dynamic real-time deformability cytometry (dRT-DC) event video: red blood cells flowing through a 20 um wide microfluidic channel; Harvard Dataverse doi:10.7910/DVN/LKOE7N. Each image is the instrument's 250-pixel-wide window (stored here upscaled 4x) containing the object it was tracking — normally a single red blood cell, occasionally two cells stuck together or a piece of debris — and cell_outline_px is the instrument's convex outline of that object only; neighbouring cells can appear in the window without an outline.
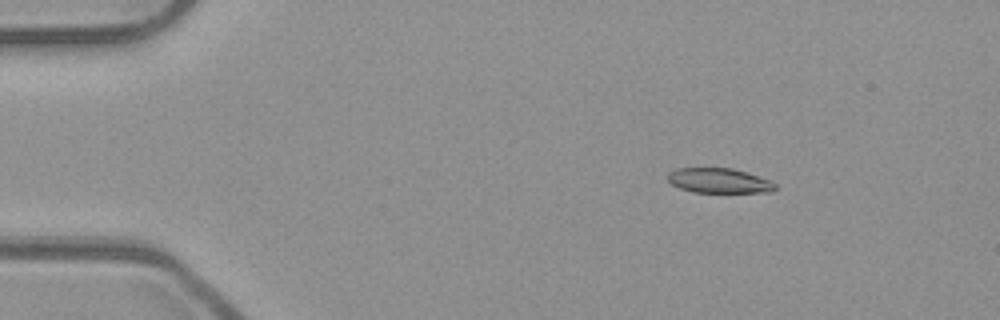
{"species": "common noctule bat (a hibernating species)", "species_latin": "Nyctalus noctula", "temperature_condition": "room temperature", "stored_images_in_passage": 53, "camera_frame_rate_fps": 3000, "um_per_image_px": 0.085, "animal": {"sex": "male", "body_mass_g": 23.1, "forearm_length_mm": 52.7}, "frame": {"image": 1, "passage_image": 8, "time_ms": 2.333, "image_size_px": [1000, 320], "cell_outline_px": [[776, 188], [772, 192], [692, 192], [680, 188], [672, 184], [664, 176], [668, 172], [676, 168], [732, 168], [748, 172], [768, 180], [776, 184]], "centroid_in_image_um": [61.07, 15.35], "position_along_channel_um": 23.9, "area_um2": 15.66}}
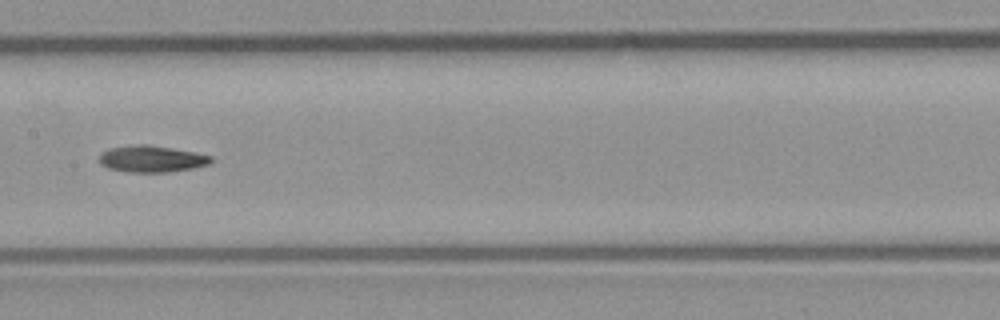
{"frame": {"image": 2, "passage_image": 27, "time_ms": 8.667, "image_size_px": [1000, 320], "cell_outline_px": [[212, 160], [208, 164], [192, 168], [168, 172], [128, 172], [108, 168], [100, 164], [100, 152], [108, 148], [136, 144], [148, 144], [196, 152], [212, 156]], "centroid_in_image_um": [12.86, 13.49], "position_along_channel_um": 194.5, "area_um2": 17.4}}
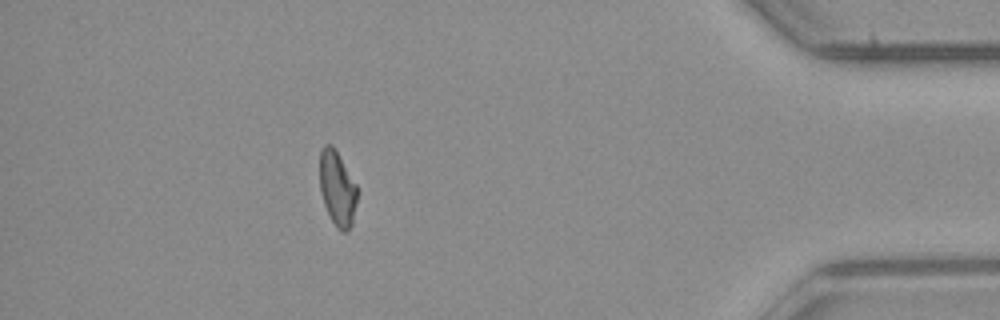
{"frame": {"image": 3, "passage_image": 47, "time_ms": 15.333, "image_size_px": [1000, 320], "cell_outline_px": [[356, 204], [352, 224], [348, 232], [340, 232], [336, 228], [324, 204], [320, 192], [320, 152], [324, 144], [332, 144], [356, 184]], "centroid_in_image_um": [28.66, 16.04], "position_along_channel_um": 406.5, "area_um2": 16.24}}